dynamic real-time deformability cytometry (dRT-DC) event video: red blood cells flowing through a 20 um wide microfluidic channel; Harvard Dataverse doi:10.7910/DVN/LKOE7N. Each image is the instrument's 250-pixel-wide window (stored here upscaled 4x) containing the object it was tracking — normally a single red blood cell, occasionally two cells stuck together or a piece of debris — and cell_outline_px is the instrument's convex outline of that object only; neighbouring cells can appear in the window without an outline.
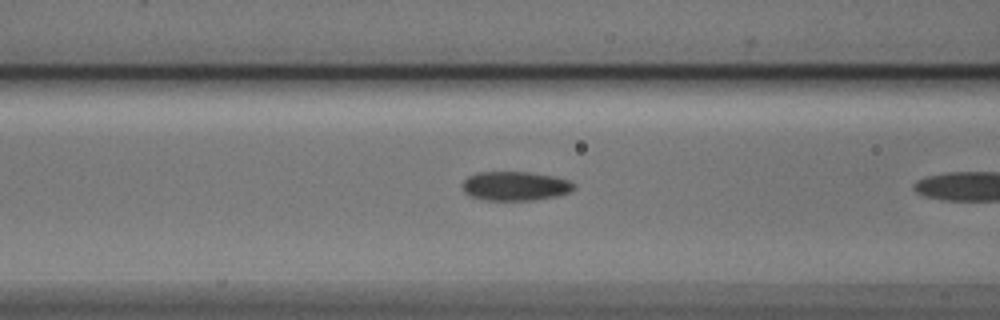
{"species": "Egyptian fruit bat (a non-hibernating species)", "species_latin": "Rousettus aegyptiacus", "temperature_condition": "cold", "stored_images_in_passage": 8, "camera_frame_rate_fps": 3000, "um_per_image_px": 0.085, "animal": {"sex": "male"}, "frame": {"image": 1, "passage_image": 7, "time_ms": 2.0, "image_size_px": [1000, 320], "cell_outline_px": [[576, 188], [568, 192], [556, 196], [536, 200], [480, 200], [468, 196], [464, 192], [464, 180], [468, 176], [476, 172], [528, 172], [556, 176], [568, 180], [576, 184]], "centroid_in_image_um": [43.79, 15.81], "position_along_channel_um": 122.8, "area_um2": 19.13}}